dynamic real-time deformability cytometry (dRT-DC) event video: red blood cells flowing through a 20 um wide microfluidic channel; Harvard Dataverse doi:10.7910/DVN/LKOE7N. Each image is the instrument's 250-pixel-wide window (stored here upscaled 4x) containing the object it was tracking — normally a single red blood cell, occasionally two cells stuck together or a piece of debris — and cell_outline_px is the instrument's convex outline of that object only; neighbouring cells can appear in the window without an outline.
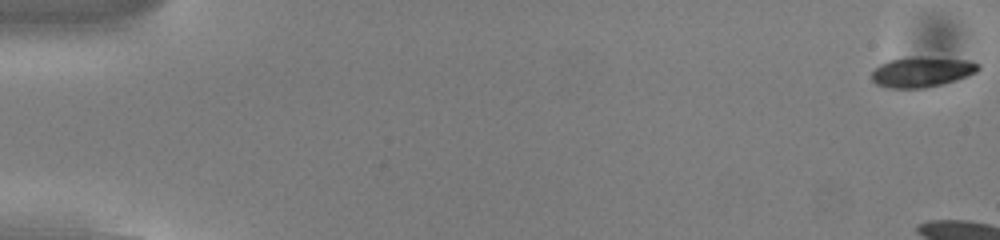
{"species": "common noctule bat (a hibernating species)", "species_latin": "Nyctalus noctula", "temperature_condition": "cold", "stored_images_in_passage": 9, "camera_frame_rate_fps": 3000, "um_per_image_px": 0.085, "animal": {"sex": "male", "body_mass_g": 13.0, "forearm_length_mm": 53.1}, "frame": {"image": 1, "passage_image": 1, "time_ms": 0.0, "image_size_px": [1000, 240], "cell_outline_px": [[980, 68], [976, 72], [968, 76], [944, 84], [924, 88], [888, 88], [876, 84], [872, 80], [872, 72], [880, 64], [888, 60], [904, 56], [924, 56], [968, 60], [980, 64]], "centroid_in_image_um": [78.35, 6.1], "position_along_channel_um": 6.6, "area_um2": 19.19}}